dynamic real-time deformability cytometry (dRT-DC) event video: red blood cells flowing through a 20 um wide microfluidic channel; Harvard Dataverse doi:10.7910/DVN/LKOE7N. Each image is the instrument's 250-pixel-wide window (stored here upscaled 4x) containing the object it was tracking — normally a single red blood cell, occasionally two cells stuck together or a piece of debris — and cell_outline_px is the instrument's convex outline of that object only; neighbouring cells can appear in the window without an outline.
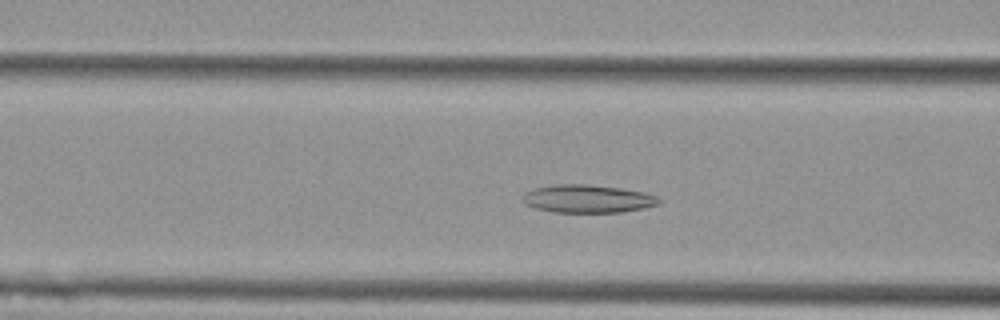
{"species": "Egyptian fruit bat (a non-hibernating species)", "species_latin": "Rousettus aegyptiacus", "temperature_condition": "cold", "stored_images_in_passage": 49, "camera_frame_rate_fps": 3000, "um_per_image_px": 0.085, "animal": {"sex": "female"}, "frame": {"image": 1, "passage_image": 15, "time_ms": 4.667, "image_size_px": [1000, 320], "cell_outline_px": [[660, 204], [644, 208], [620, 212], [552, 212], [536, 208], [524, 204], [520, 200], [520, 196], [524, 192], [532, 188], [556, 184], [588, 184], [620, 188], [644, 192], [656, 196], [660, 200]], "centroid_in_image_um": [49.88, 16.89], "position_along_channel_um": 116.7, "area_um2": 22.48}}
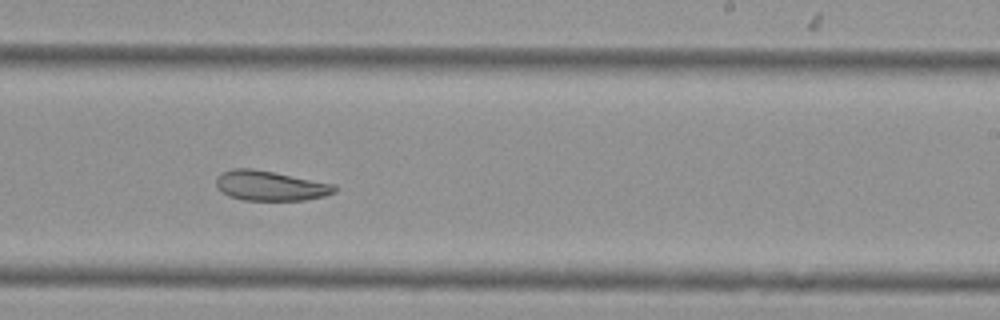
{"frame": {"image": 2, "passage_image": 27, "time_ms": 8.667, "image_size_px": [1000, 320], "cell_outline_px": [[336, 192], [324, 196], [304, 200], [244, 200], [228, 196], [220, 192], [216, 188], [216, 180], [224, 172], [232, 168], [252, 168], [336, 184]], "centroid_in_image_um": [22.97, 15.79], "position_along_channel_um": 266.0, "area_um2": 20.63}}
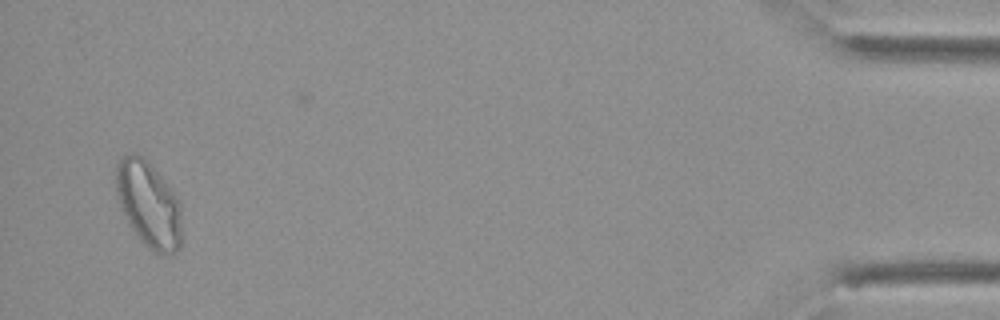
{"frame": {"image": 3, "passage_image": 46, "time_ms": 15.0, "image_size_px": [1000, 320], "cell_outline_px": [[180, 248], [168, 256], [156, 252], [148, 248], [136, 236], [128, 224], [120, 208], [116, 192], [116, 164], [124, 156], [132, 152], [136, 152], [144, 156], [148, 160], [168, 184], [176, 196], [180, 204]], "centroid_in_image_um": [12.61, 17.35], "position_along_channel_um": 422.6, "area_um2": 33.23}, "authors_computed_cell_mechanics": {"area_um2": 24.2182, "velocity_mm_per_s": 3.753, "shape_relaxation_time_tau1_ms": null, "shape_relaxation_time_tau2_ms": 6.4386, "deformation_change_tau1": null, "deformation_change_tau2": 0.1299}}